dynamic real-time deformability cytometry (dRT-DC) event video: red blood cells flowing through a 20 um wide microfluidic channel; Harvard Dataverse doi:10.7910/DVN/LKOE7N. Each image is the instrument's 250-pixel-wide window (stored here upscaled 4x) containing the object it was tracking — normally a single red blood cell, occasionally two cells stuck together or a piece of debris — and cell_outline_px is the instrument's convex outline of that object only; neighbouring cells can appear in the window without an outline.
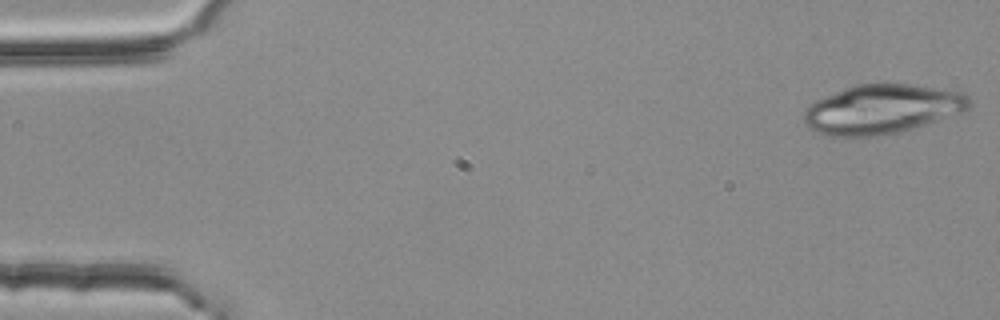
{"species": "common noctule bat (a hibernating species)", "species_latin": "Nyctalus noctula", "temperature_condition": "room temperature", "stored_images_in_passage": 3, "camera_frame_rate_fps": 3000, "um_per_image_px": 0.085, "animal": {"sex": "female", "body_mass_g": 25.1}, "frame": {"image": 1, "passage_image": 1, "time_ms": 0.0, "image_size_px": [1000, 320], "cell_outline_px": [[972, 104], [968, 108], [960, 112], [916, 128], [876, 136], [828, 136], [816, 132], [808, 128], [804, 124], [804, 112], [816, 100], [852, 84], [880, 80], [936, 88], [960, 92], [968, 96]], "centroid_in_image_um": [74.94, 9.25], "position_along_channel_um": 10.1, "area_um2": 48.03}}